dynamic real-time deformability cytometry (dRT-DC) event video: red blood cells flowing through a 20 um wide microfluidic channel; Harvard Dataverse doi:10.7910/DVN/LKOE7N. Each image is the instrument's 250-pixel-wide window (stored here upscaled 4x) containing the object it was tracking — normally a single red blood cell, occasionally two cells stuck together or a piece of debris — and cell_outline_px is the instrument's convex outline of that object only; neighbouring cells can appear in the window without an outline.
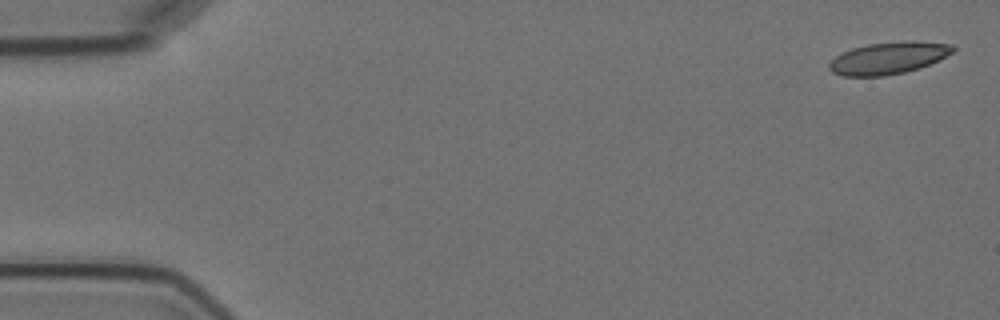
{"species": "Egyptian fruit bat (a non-hibernating species)", "species_latin": "Rousettus aegyptiacus", "temperature_condition": "cold", "stored_images_in_passage": 5, "camera_frame_rate_fps": 3000, "um_per_image_px": 0.085, "animal": {"sex": "female"}, "frame": {"image": 1, "passage_image": 1, "time_ms": 0.0, "image_size_px": [1000, 320], "cell_outline_px": [[956, 48], [952, 52], [920, 68], [904, 72], [884, 76], [844, 76], [832, 72], [828, 68], [828, 64], [840, 52], [852, 48], [868, 44], [904, 40], [916, 40], [952, 44]], "centroid_in_image_um": [75.49, 4.92], "position_along_channel_um": 9.5, "area_um2": 23.18}}